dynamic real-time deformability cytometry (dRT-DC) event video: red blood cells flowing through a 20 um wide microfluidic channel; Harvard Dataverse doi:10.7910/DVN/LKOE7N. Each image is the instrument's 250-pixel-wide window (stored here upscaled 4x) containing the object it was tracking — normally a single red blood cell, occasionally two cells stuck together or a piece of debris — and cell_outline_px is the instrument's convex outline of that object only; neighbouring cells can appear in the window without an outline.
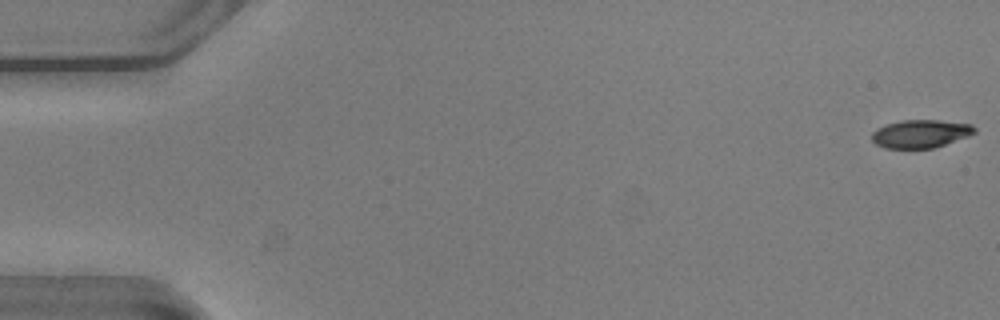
{"species": "common noctule bat (a hibernating species)", "species_latin": "Nyctalus noctula", "temperature_condition": "warm", "stored_images_in_passage": 54, "camera_frame_rate_fps": 3000, "um_per_image_px": 0.085, "animal": {"sex": "male", "body_mass_g": 20.5, "forearm_length_mm": 52.5}, "frame": {"image": 1, "passage_image": 1, "time_ms": 0.0, "image_size_px": [1000, 320], "cell_outline_px": [[976, 132], [968, 136], [932, 148], [884, 148], [876, 144], [872, 140], [872, 132], [876, 128], [900, 120], [940, 120], [972, 124], [976, 128]], "centroid_in_image_um": [78.24, 11.36], "position_along_channel_um": 6.8, "area_um2": 16.76}}
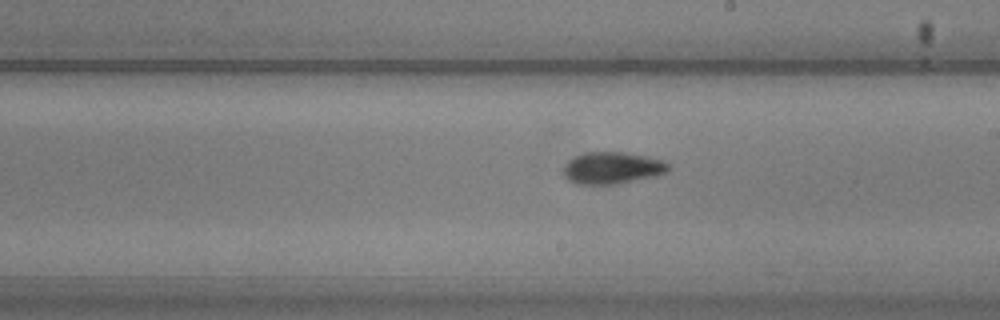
{"frame": {"image": 2, "passage_image": 31, "time_ms": 10.0, "image_size_px": [1000, 320], "cell_outline_px": [[672, 164], [668, 172], [656, 176], [616, 184], [576, 184], [568, 180], [564, 176], [564, 168], [568, 160], [584, 152], [624, 152], [648, 156], [664, 160]], "centroid_in_image_um": [52.09, 14.27], "position_along_channel_um": 236.9, "area_um2": 19.77}}
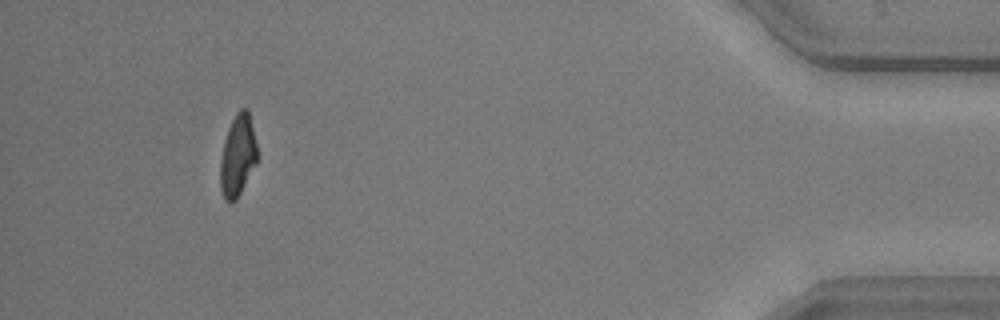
{"frame": {"image": 3, "passage_image": 50, "time_ms": 16.333, "image_size_px": [1000, 320], "cell_outline_px": [[260, 156], [256, 164], [236, 200], [228, 204], [224, 200], [220, 188], [220, 160], [224, 140], [228, 128], [236, 112], [240, 108], [248, 108]], "centroid_in_image_um": [20.22, 13.23], "position_along_channel_um": 415.0, "area_um2": 18.03}, "authors_computed_cell_mechanics": {"area_um2": 18.3515, "velocity_mm_per_s": 3.8221, "shape_relaxation_time_tau1_ms": 2.4395, "shape_relaxation_time_tau2_ms": 2.0238, "deformation_change_tau1": 0.1484, "deformation_change_tau2": 0.0879}}